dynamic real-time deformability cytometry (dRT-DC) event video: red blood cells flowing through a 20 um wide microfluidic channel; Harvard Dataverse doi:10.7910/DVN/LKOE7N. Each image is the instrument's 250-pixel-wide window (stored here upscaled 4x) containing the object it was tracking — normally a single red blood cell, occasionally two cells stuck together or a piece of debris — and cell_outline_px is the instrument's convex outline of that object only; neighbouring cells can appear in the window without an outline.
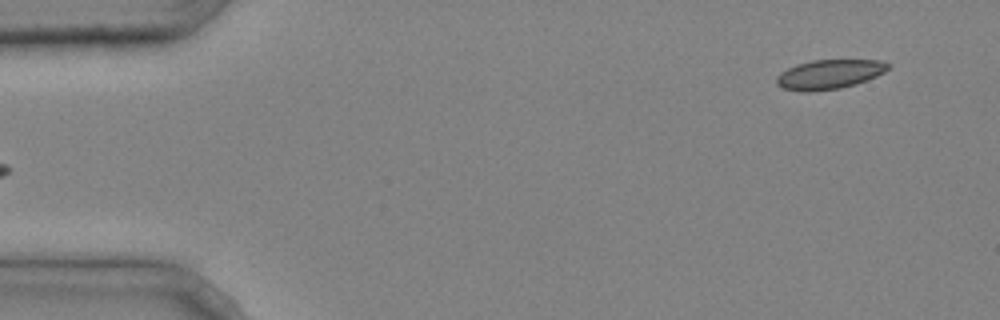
{"species": "common noctule bat (a hibernating species)", "species_latin": "Nyctalus noctula", "temperature_condition": "cold", "stored_images_in_passage": 3, "segment_of_instrument_passage": [2, 2], "camera_frame_rate_fps": 3000, "um_per_image_px": 0.085, "animal": {"sex": "male", "body_mass_g": 20.4}, "frame": {"image": 1, "passage_image": 3, "time_ms": 0.667, "image_size_px": [1000, 320], "cell_outline_px": [[888, 68], [884, 72], [876, 76], [856, 84], [840, 88], [808, 92], [804, 92], [784, 88], [776, 84], [776, 76], [780, 72], [796, 64], [812, 60], [880, 60], [888, 64]], "centroid_in_image_um": [70.45, 6.32], "position_along_channel_um": 14.6, "area_um2": 19.02}}